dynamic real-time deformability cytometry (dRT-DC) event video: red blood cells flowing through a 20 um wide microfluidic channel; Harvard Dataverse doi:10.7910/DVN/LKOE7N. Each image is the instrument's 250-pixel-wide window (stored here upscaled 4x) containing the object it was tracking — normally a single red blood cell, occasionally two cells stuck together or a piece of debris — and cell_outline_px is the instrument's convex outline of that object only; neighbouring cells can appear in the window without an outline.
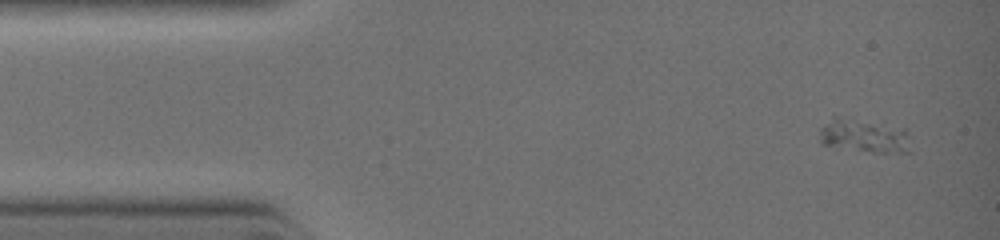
{"species": "common noctule bat (a hibernating species)", "species_latin": "Nyctalus noctula", "temperature_condition": "warm", "stored_images_in_passage": 4, "camera_frame_rate_fps": 3000, "um_per_image_px": 0.085, "animal": {"sex": "female", "body_mass_g": 19.0, "forearm_length_mm": 51.5}, "frame": {"image": 1, "passage_image": 1, "time_ms": 0.0, "image_size_px": [1000, 240], "cell_outline_px": [[908, 136], [884, 152], [824, 144], [820, 140], [820, 128], [832, 116], [836, 116], [904, 128], [908, 132]], "centroid_in_image_um": [73.17, 11.42], "position_along_channel_um": 11.8, "area_um2": 15.61}}
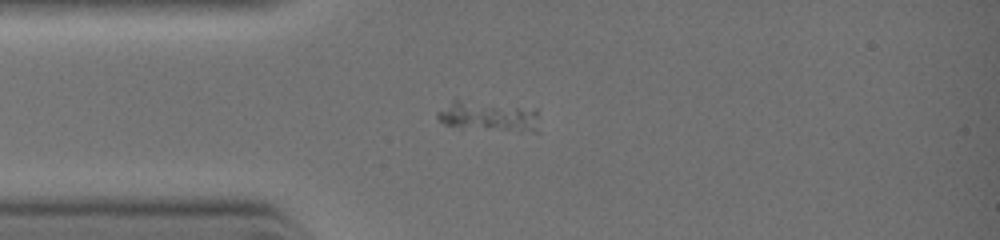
{"frame": {"image": 2, "passage_image": 3, "time_ms": 2.0, "image_size_px": [1000, 240], "cell_outline_px": [[536, 116], [532, 128], [528, 128], [444, 124], [436, 116], [452, 100], [460, 100], [536, 108]], "centroid_in_image_um": [41.41, 9.75], "position_along_channel_um": 43.6, "area_um2": 15.26}}